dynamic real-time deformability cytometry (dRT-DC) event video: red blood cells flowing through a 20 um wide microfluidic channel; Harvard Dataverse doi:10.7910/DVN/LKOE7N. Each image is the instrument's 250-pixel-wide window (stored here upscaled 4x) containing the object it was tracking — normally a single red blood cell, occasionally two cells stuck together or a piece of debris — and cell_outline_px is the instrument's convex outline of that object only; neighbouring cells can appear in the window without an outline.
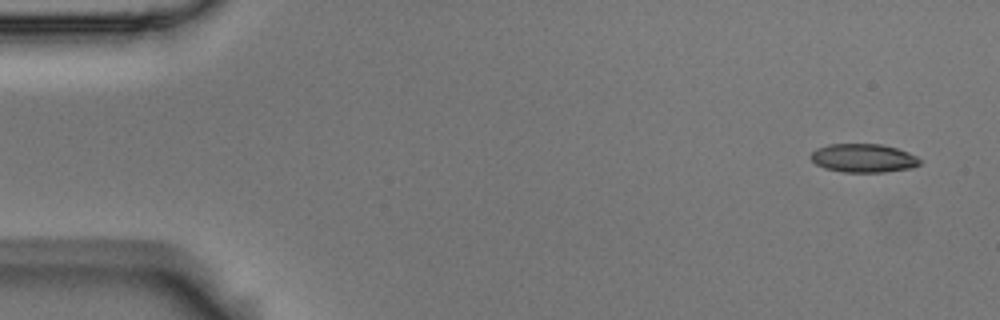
{"species": "Egyptian fruit bat (a non-hibernating species)", "species_latin": "Rousettus aegyptiacus", "temperature_condition": "room temperature", "stored_images_in_passage": 4, "camera_frame_rate_fps": 3000, "um_per_image_px": 0.085, "animal": {"sex": "male"}, "frame": {"image": 1, "passage_image": 1, "time_ms": 0.0, "image_size_px": [1000, 320], "cell_outline_px": [[924, 160], [920, 164], [912, 168], [884, 172], [844, 172], [824, 168], [816, 164], [808, 156], [816, 148], [828, 144], [880, 144], [896, 148], [908, 152]], "centroid_in_image_um": [73.39, 13.44], "position_along_channel_um": 11.6, "area_um2": 18.32}}
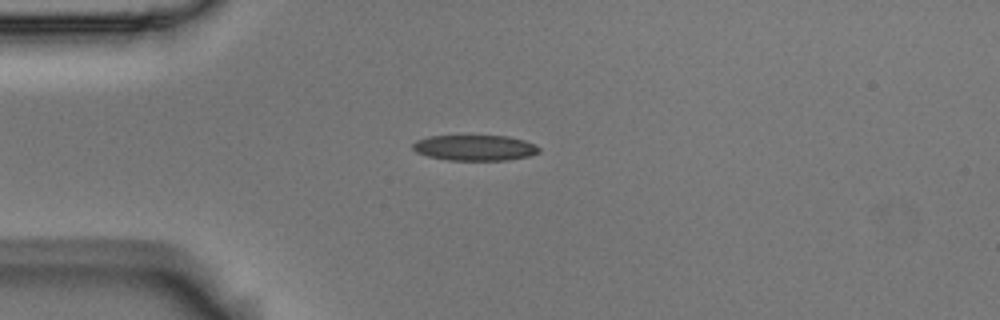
{"frame": {"image": 2, "passage_image": 4, "time_ms": 1.0, "image_size_px": [1000, 320], "cell_outline_px": [[540, 152], [528, 156], [508, 160], [448, 160], [428, 156], [416, 152], [412, 148], [412, 144], [416, 140], [428, 136], [508, 136], [524, 140], [536, 144], [540, 148]], "centroid_in_image_um": [40.37, 12.56], "position_along_channel_um": 44.6, "area_um2": 18.9}}